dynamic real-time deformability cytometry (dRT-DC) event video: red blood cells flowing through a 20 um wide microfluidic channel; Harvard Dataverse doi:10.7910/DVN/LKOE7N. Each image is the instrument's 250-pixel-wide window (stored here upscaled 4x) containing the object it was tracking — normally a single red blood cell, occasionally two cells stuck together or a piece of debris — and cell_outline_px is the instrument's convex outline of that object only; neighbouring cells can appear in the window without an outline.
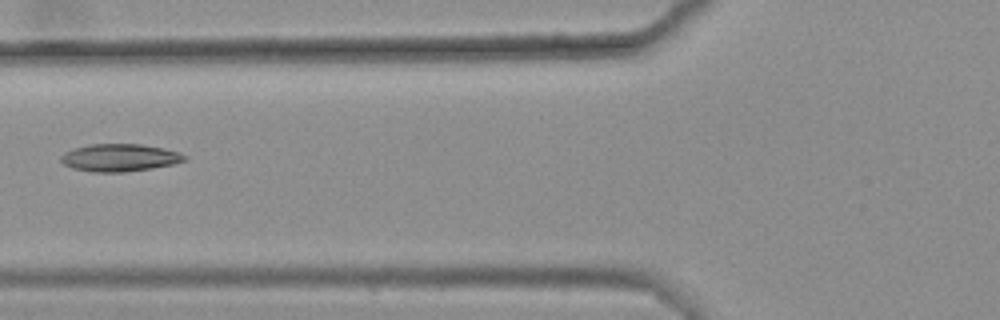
{"species": "common noctule bat (a hibernating species)", "species_latin": "Nyctalus noctula", "temperature_condition": "warm", "stored_images_in_passage": 8, "camera_frame_rate_fps": 3000, "um_per_image_px": 0.085, "animal": {"sex": "female", "body_mass_g": 25.1}, "frame": {"image": 1, "passage_image": 6, "time_ms": 1.667, "image_size_px": [1000, 320], "cell_outline_px": [[188, 160], [172, 164], [152, 168], [124, 172], [92, 172], [72, 168], [64, 164], [60, 160], [60, 156], [64, 152], [88, 144], [140, 144], [164, 148], [180, 152], [188, 156]], "centroid_in_image_um": [10.19, 13.4], "position_along_channel_um": 115.6, "area_um2": 19.94}}
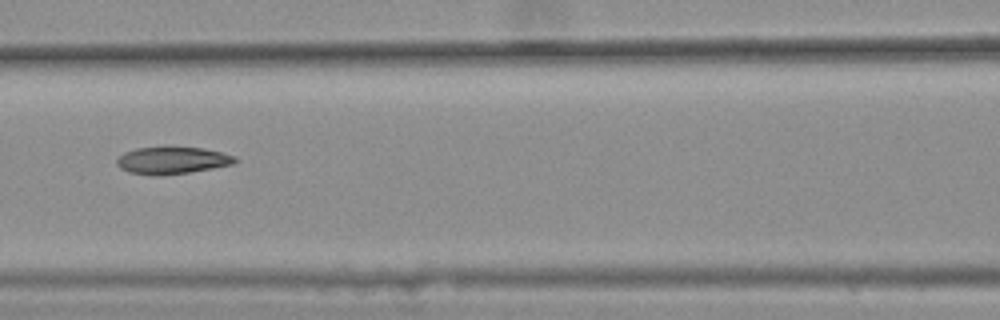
{"frame": {"image": 2, "passage_image": 7, "time_ms": 2.0, "image_size_px": [1000, 320], "cell_outline_px": [[240, 160], [232, 164], [212, 168], [188, 172], [160, 176], [152, 176], [128, 172], [120, 168], [116, 164], [116, 160], [124, 152], [136, 148], [164, 144], [204, 148], [236, 156]], "centroid_in_image_um": [14.61, 13.59], "position_along_channel_um": 152.0, "area_um2": 19.54}}
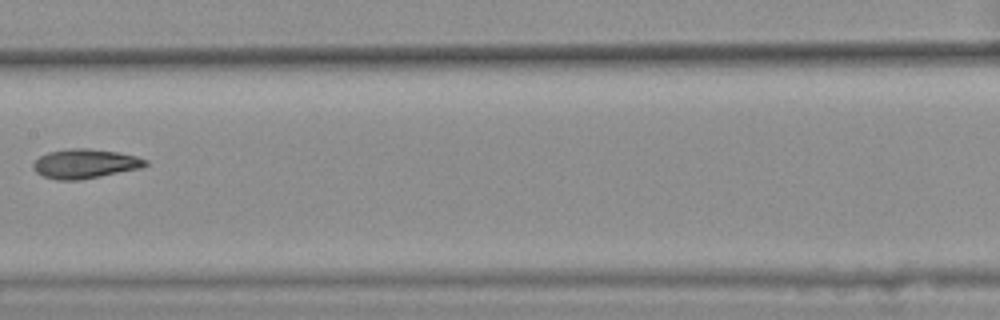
{"frame": {"image": 3, "passage_image": 8, "time_ms": 2.333, "image_size_px": [1000, 320], "cell_outline_px": [[148, 164], [140, 168], [80, 180], [56, 180], [44, 176], [36, 172], [32, 168], [32, 164], [40, 156], [48, 152], [72, 148], [88, 148], [116, 152], [136, 156], [148, 160]], "centroid_in_image_um": [7.21, 13.91], "position_along_channel_um": 200.2, "area_um2": 19.07}}